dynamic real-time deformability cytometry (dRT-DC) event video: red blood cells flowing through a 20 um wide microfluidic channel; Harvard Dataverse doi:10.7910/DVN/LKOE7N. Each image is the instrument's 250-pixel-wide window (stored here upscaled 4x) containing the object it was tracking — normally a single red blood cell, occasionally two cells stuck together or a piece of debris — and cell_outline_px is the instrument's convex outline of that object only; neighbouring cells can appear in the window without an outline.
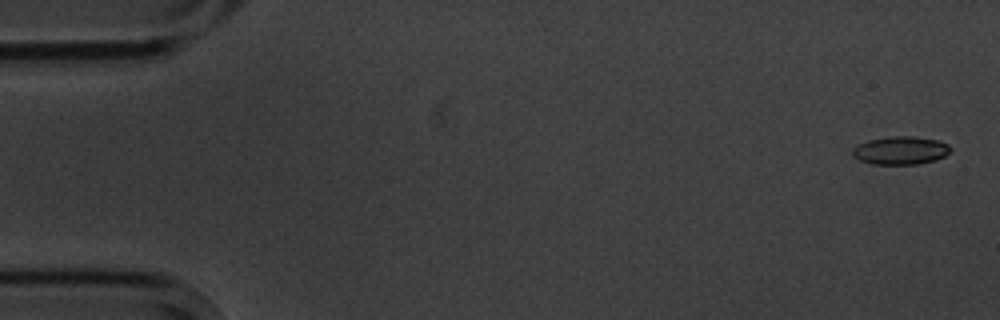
{"species": "common noctule bat (a hibernating species)", "species_latin": "Nyctalus noctula", "temperature_condition": "cold", "stored_images_in_passage": 4, "camera_frame_rate_fps": 3000, "um_per_image_px": 0.085, "animal": {"sex": "male", "body_mass_g": 20.1, "forearm_length_mm": 53.5}, "frame": {"image": 1, "passage_image": 1, "time_ms": 0.0, "image_size_px": [1000, 320], "cell_outline_px": [[952, 148], [944, 156], [936, 160], [916, 164], [872, 164], [860, 160], [852, 156], [852, 148], [868, 140], [892, 136], [912, 136], [936, 140], [948, 144]], "centroid_in_image_um": [76.53, 12.79], "position_along_channel_um": 8.5, "area_um2": 15.95}}
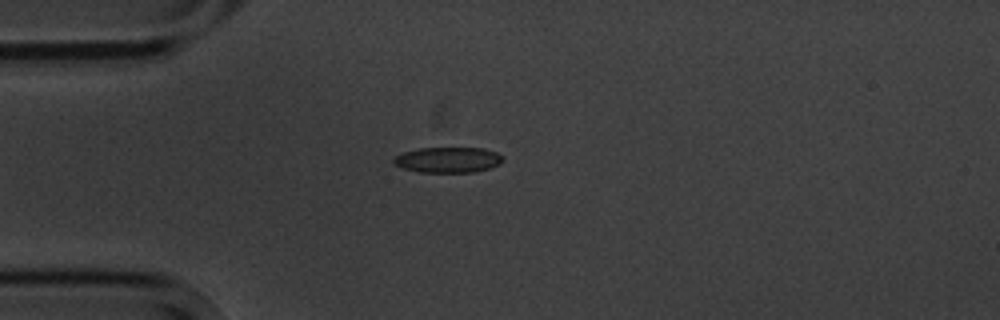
{"frame": {"image": 2, "passage_image": 4, "time_ms": 4.333, "image_size_px": [1000, 320], "cell_outline_px": [[504, 160], [500, 164], [488, 168], [472, 172], [420, 172], [404, 168], [392, 164], [392, 160], [396, 156], [404, 152], [420, 148], [484, 148], [496, 152], [504, 156]], "centroid_in_image_um": [38.1, 13.58], "position_along_channel_um": 46.9, "area_um2": 16.24}}